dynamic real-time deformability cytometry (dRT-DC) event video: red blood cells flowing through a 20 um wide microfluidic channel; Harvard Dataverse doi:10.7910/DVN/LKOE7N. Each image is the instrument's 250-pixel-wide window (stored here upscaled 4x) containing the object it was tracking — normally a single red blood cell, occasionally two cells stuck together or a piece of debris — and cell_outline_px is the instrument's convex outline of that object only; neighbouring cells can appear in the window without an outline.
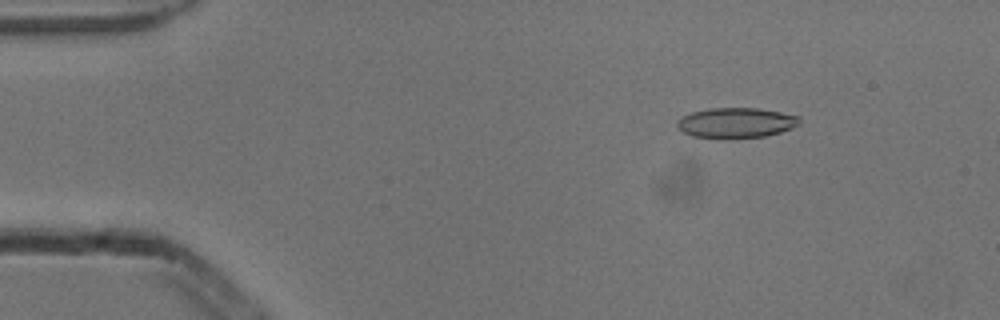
{"species": "common noctule bat (a hibernating species)", "species_latin": "Nyctalus noctula", "temperature_condition": "cold", "stored_images_in_passage": 4, "camera_frame_rate_fps": 3000, "um_per_image_px": 0.085, "animal": {"sex": "male", "body_mass_g": 13.3}, "frame": {"image": 1, "passage_image": 2, "time_ms": 0.333, "image_size_px": [1000, 320], "cell_outline_px": [[800, 124], [792, 128], [780, 132], [764, 136], [692, 136], [684, 132], [676, 124], [676, 120], [692, 112], [712, 108], [756, 108], [780, 112], [800, 116]], "centroid_in_image_um": [62.61, 10.4], "position_along_channel_um": 22.4, "area_um2": 20.75}}